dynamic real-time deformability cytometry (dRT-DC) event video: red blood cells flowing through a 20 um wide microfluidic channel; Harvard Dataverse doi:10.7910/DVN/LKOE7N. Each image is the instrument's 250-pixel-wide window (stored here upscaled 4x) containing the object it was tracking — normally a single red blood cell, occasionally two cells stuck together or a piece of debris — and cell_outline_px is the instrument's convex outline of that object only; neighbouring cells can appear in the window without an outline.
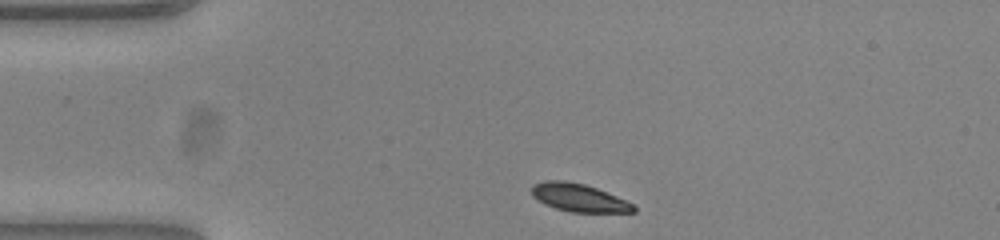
{"species": "common noctule bat (a hibernating species)", "species_latin": "Nyctalus noctula", "temperature_condition": "warm", "stored_images_in_passage": 34, "camera_frame_rate_fps": 3000, "um_per_image_px": 0.085, "animal": {"sex": "female", "body_mass_g": 23.0, "forearm_length_mm": 53.4}, "frame": {"image": 1, "passage_image": 1, "time_ms": 0.0, "image_size_px": [1000, 240], "cell_outline_px": [[636, 212], [568, 212], [544, 204], [532, 196], [532, 184], [544, 180], [564, 180], [584, 184], [596, 188], [616, 196], [632, 204], [636, 208]], "centroid_in_image_um": [49.16, 16.8], "position_along_channel_um": 35.8, "area_um2": 16.53}}
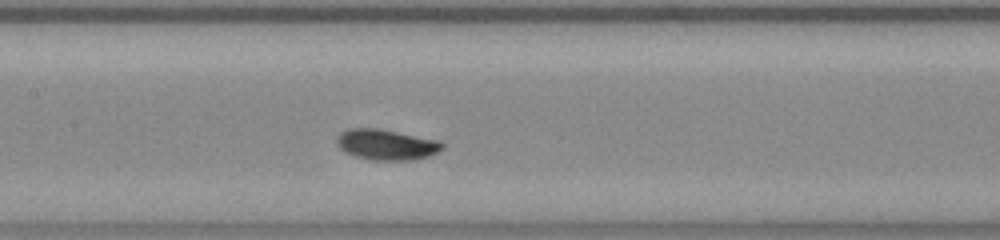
{"frame": {"image": 2, "passage_image": 15, "time_ms": 4.667, "image_size_px": [1000, 240], "cell_outline_px": [[444, 148], [428, 156], [412, 160], [372, 160], [356, 156], [344, 152], [340, 148], [336, 140], [336, 136], [340, 132], [348, 128], [376, 128], [440, 140], [444, 144]], "centroid_in_image_um": [32.83, 12.28], "position_along_channel_um": 174.6, "area_um2": 18.84}}
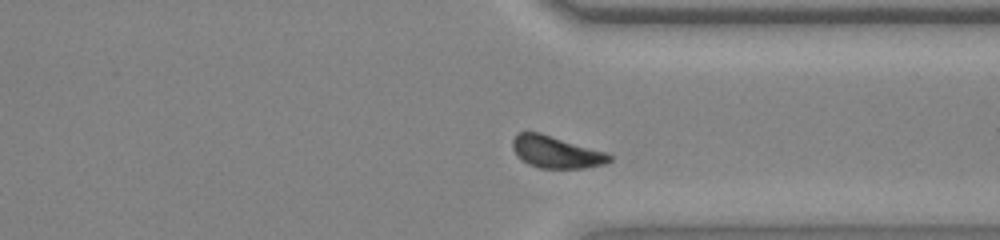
{"frame": {"image": 3, "passage_image": 30, "time_ms": 9.667, "image_size_px": [1000, 240], "cell_outline_px": [[612, 160], [604, 164], [584, 168], [540, 168], [528, 164], [516, 156], [512, 148], [512, 140], [520, 132], [540, 132], [604, 152], [612, 156]], "centroid_in_image_um": [47.23, 12.93], "position_along_channel_um": 364.2, "area_um2": 17.92}, "authors_computed_cell_mechanics": {"area_um2": 18.0625, "velocity_mm_per_s": 3.8062, "shape_relaxation_time_tau1_ms": 1.9202, "shape_relaxation_time_tau2_ms": null, "deformation_change_tau1": 0.1249, "deformation_change_tau2": null}}